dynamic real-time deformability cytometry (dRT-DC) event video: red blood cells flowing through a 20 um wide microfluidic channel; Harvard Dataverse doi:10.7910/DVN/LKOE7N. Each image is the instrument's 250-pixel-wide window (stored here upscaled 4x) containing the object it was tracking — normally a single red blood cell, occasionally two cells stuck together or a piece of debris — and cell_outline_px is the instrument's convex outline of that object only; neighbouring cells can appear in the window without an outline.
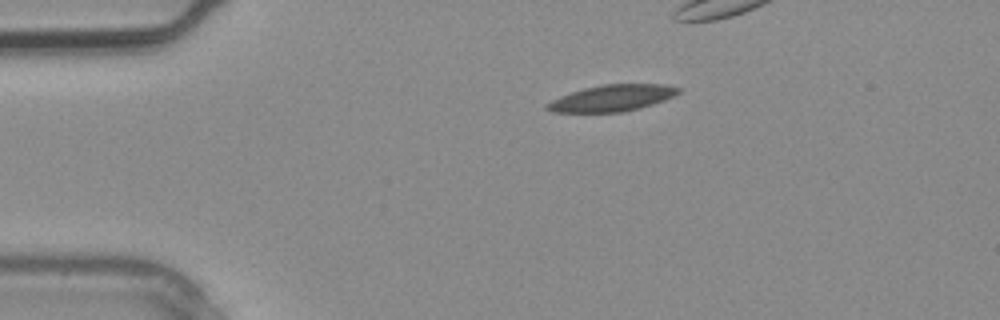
{"species": "common noctule bat (a hibernating species)", "species_latin": "Nyctalus noctula", "temperature_condition": "warm", "stored_images_in_passage": 4, "camera_frame_rate_fps": 3000, "um_per_image_px": 0.085, "animal": {"sex": "male", "body_mass_g": 20.4}, "frame": {"image": 1, "passage_image": 4, "time_ms": 1.0, "image_size_px": [1000, 320], "cell_outline_px": [[680, 92], [664, 100], [640, 108], [624, 112], [552, 112], [544, 108], [544, 104], [560, 96], [584, 88], [604, 84], [664, 84], [680, 88]], "centroid_in_image_um": [51.99, 8.34], "position_along_channel_um": 33.0, "area_um2": 20.17}}